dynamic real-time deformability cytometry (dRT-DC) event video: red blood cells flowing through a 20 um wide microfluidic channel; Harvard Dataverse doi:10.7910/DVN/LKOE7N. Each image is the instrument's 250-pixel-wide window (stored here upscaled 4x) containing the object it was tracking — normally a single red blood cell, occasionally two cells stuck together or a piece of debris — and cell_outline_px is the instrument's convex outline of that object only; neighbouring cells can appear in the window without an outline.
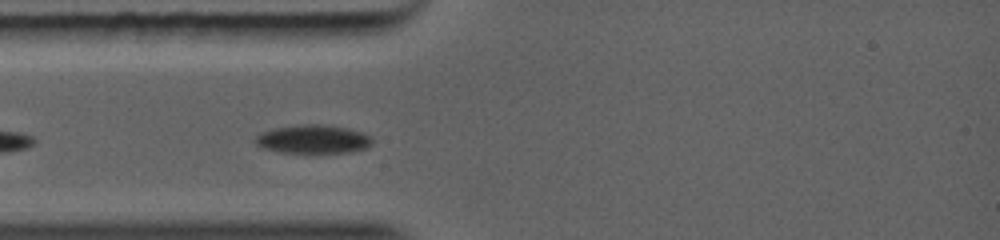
{"species": "common noctule bat (a hibernating species)", "species_latin": "Nyctalus noctula", "temperature_condition": "warm", "stored_images_in_passage": 13, "camera_frame_rate_fps": 5000, "um_per_image_px": 0.085, "animal": {"sex": "female", "body_mass_g": 19.0, "forearm_length_mm": 56.7}, "frame": {"image": 1, "passage_image": 7, "time_ms": 1.0, "image_size_px": [1000, 240], "cell_outline_px": [[372, 144], [368, 148], [352, 152], [280, 152], [264, 148], [256, 144], [252, 140], [256, 136], [264, 132], [276, 128], [300, 124], [328, 124], [348, 128], [364, 132], [372, 136]], "centroid_in_image_um": [26.68, 11.82], "position_along_channel_um": 58.3, "area_um2": 19.59}}
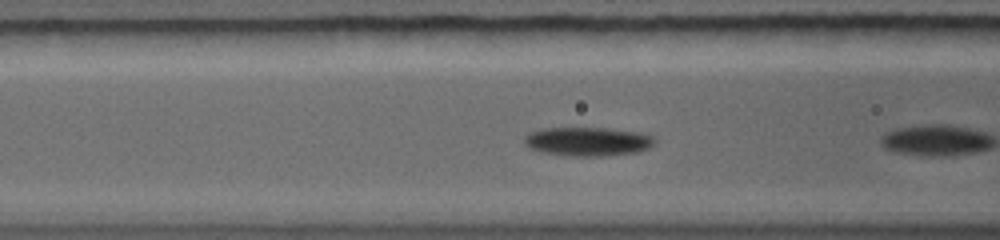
{"frame": {"image": 2, "passage_image": 11, "time_ms": 1.6, "image_size_px": [1000, 240], "cell_outline_px": [[656, 140], [648, 148], [636, 152], [600, 156], [568, 156], [544, 152], [528, 148], [524, 144], [524, 136], [528, 132], [540, 128], [604, 128], [640, 132], [652, 136]], "centroid_in_image_um": [49.9, 12.02], "position_along_channel_um": 116.7, "area_um2": 21.96}}